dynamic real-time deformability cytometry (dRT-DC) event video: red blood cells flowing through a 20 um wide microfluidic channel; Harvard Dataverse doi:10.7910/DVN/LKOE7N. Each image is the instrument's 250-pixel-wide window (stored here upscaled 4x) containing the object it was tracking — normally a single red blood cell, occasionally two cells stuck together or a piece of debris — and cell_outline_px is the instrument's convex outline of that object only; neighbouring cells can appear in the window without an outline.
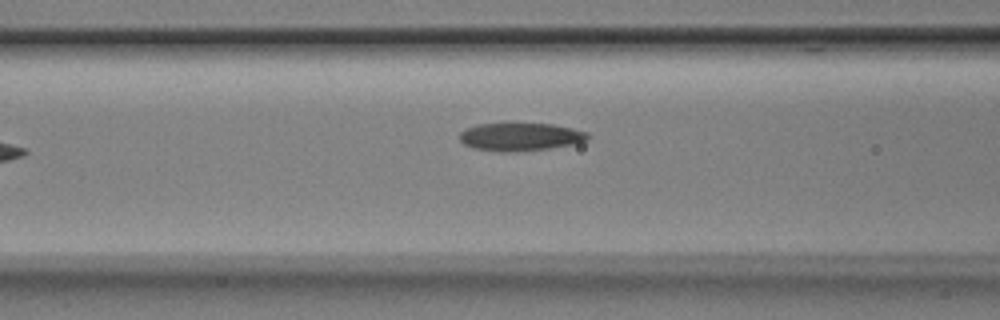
{"species": "Egyptian fruit bat (a non-hibernating species)", "species_latin": "Rousettus aegyptiacus", "temperature_condition": "room temperature", "stored_images_in_passage": 5, "camera_frame_rate_fps": 3000, "um_per_image_px": 0.085, "animal": {"sex": "male"}, "frame": {"image": 1, "passage_image": 5, "time_ms": 1.333, "image_size_px": [1000, 320], "cell_outline_px": [[588, 140], [576, 144], [548, 148], [516, 152], [500, 152], [476, 148], [464, 144], [460, 140], [460, 132], [464, 128], [476, 124], [552, 124], [572, 128], [588, 132]], "centroid_in_image_um": [44.23, 11.63], "position_along_channel_um": 122.4, "area_um2": 20.87}}